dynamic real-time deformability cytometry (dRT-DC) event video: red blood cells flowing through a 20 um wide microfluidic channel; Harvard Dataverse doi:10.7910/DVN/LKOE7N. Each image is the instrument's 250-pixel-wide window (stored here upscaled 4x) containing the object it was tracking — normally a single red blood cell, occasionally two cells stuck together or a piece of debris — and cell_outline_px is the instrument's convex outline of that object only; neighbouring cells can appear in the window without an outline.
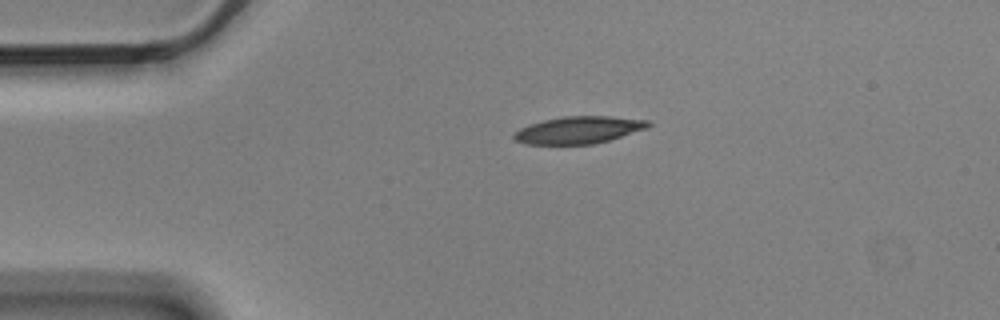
{"species": "Egyptian fruit bat (a non-hibernating species)", "species_latin": "Rousettus aegyptiacus", "temperature_condition": "cold", "stored_images_in_passage": 2, "camera_frame_rate_fps": 3000, "um_per_image_px": 0.085, "animal": {"sex": "male"}, "frame": {"image": 1, "passage_image": 1, "time_ms": 0.0, "image_size_px": [1000, 320], "cell_outline_px": [[652, 124], [648, 128], [608, 140], [592, 144], [524, 144], [516, 140], [512, 136], [520, 128], [528, 124], [544, 120], [564, 116], [608, 116], [648, 120]], "centroid_in_image_um": [49.18, 11.04], "position_along_channel_um": 35.8, "area_um2": 21.15}}